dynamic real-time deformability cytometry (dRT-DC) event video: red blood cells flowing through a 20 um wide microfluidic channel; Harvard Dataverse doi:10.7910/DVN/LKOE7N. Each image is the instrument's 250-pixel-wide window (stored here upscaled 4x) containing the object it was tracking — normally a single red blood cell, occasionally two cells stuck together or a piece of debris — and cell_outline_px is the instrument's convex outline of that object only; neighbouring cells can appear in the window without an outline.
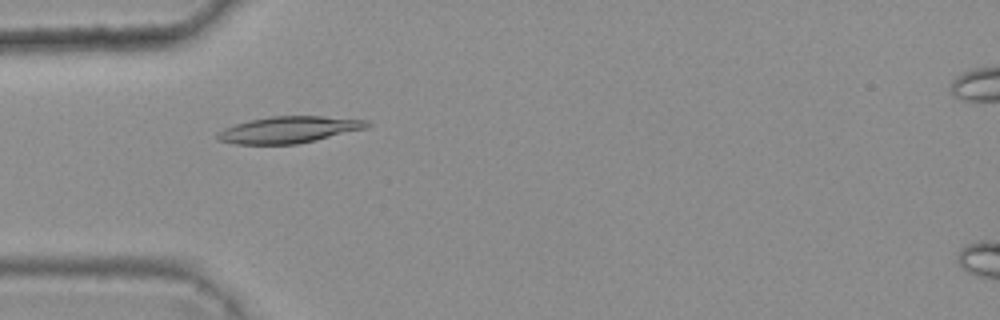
{"species": "common noctule bat (a hibernating species)", "species_latin": "Nyctalus noctula", "temperature_condition": "warm", "stored_images_in_passage": 1, "camera_frame_rate_fps": 3000, "um_per_image_px": 0.085, "animal": {"sex": "female", "body_mass_g": 25.1}, "frame": {"image": 1, "passage_image": 1, "time_ms": 0.0, "image_size_px": [1000, 320], "cell_outline_px": [[372, 124], [368, 128], [316, 140], [296, 144], [236, 144], [216, 140], [216, 132], [224, 128], [236, 124], [252, 120], [272, 116], [320, 116], [368, 120]], "centroid_in_image_um": [24.57, 11.03], "position_along_channel_um": 60.4, "area_um2": 23.18}}